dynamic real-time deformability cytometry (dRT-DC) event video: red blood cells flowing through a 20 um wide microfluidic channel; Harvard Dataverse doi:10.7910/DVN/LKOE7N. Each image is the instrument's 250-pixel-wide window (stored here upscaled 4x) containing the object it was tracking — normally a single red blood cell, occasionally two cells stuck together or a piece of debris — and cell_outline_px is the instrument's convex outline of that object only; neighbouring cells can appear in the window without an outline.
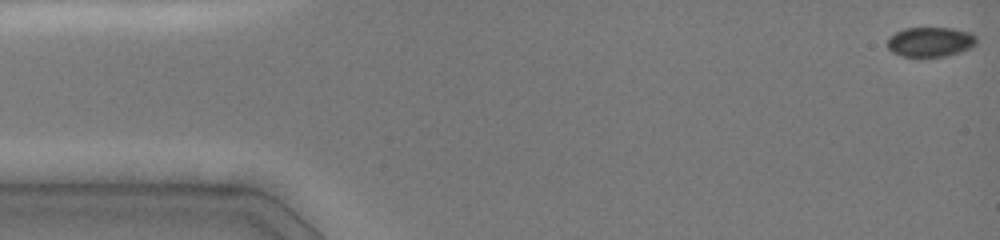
{"species": "common noctule bat (a hibernating species)", "species_latin": "Nyctalus noctula", "temperature_condition": "cold", "stored_images_in_passage": 6, "camera_frame_rate_fps": 3000, "um_per_image_px": 0.085, "animal": {"sex": "female", "body_mass_g": 19.0, "forearm_length_mm": 51.5}, "frame": {"image": 1, "passage_image": 1, "time_ms": 0.0, "image_size_px": [1000, 240], "cell_outline_px": [[976, 44], [972, 48], [960, 52], [944, 56], [916, 60], [892, 52], [888, 48], [888, 40], [896, 32], [904, 28], [952, 28], [972, 32], [976, 36]], "centroid_in_image_um": [79.1, 3.6], "position_along_channel_um": 5.9, "area_um2": 15.95}}
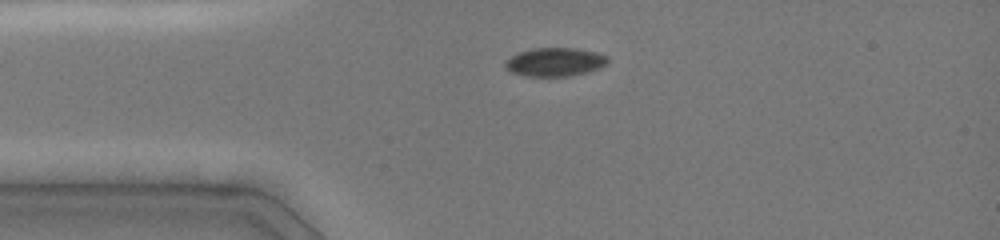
{"frame": {"image": 2, "passage_image": 5, "time_ms": 3.333, "image_size_px": [1000, 240], "cell_outline_px": [[608, 60], [600, 68], [588, 72], [568, 76], [524, 76], [512, 72], [504, 64], [512, 56], [520, 52], [532, 48], [576, 48], [596, 52], [608, 56]], "centroid_in_image_um": [47.2, 5.27], "position_along_channel_um": 37.8, "area_um2": 16.88}}